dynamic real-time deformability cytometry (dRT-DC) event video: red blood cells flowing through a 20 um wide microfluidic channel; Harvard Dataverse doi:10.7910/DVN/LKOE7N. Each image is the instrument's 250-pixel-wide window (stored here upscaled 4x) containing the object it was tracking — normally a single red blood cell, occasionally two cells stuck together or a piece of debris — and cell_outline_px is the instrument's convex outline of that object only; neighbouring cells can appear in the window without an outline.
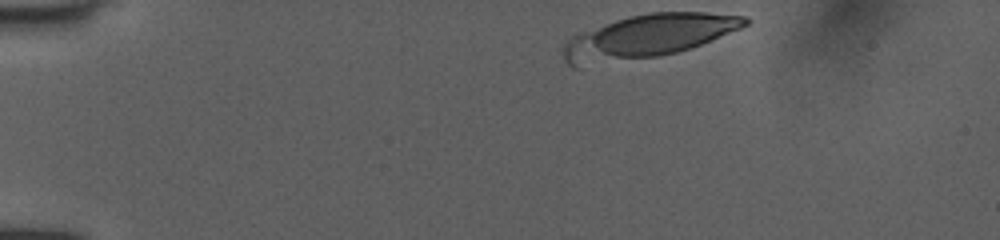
{"species": "human", "species_latin": "Homo sapiens", "temperature_condition": "room temperature", "stored_images_in_passage": 13, "camera_frame_rate_fps": 3000, "um_per_image_px": 0.085, "donor": {"sex": "female"}, "frame": {"image": 1, "passage_image": 1, "time_ms": 0.0, "image_size_px": [1000, 240], "cell_outline_px": [[752, 20], [748, 24], [740, 28], [700, 44], [676, 52], [660, 56], [576, 68], [572, 68], [564, 60], [564, 44], [576, 32], [628, 16], [652, 12], [704, 12], [748, 16]], "centroid_in_image_um": [55.0, 3.1], "position_along_channel_um": 30.0, "area_um2": 46.18}}
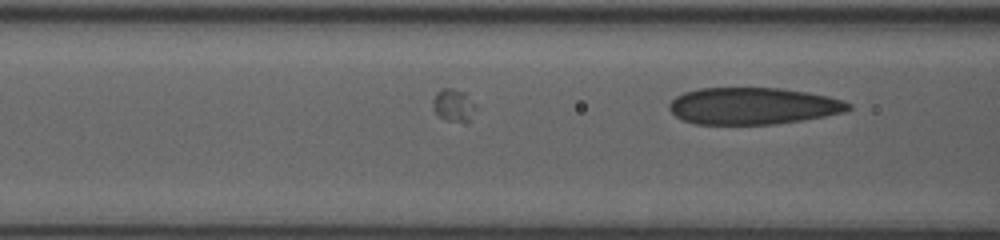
{"frame": {"image": 2, "passage_image": 13, "time_ms": 4.0, "image_size_px": [1000, 240], "cell_outline_px": [[852, 108], [844, 112], [824, 116], [800, 120], [772, 124], [696, 124], [680, 120], [668, 108], [668, 104], [676, 96], [684, 92], [700, 88], [780, 88], [808, 92], [828, 96], [844, 100], [852, 104]], "centroid_in_image_um": [63.99, 9.0], "position_along_channel_um": 102.6, "area_um2": 38.55}}